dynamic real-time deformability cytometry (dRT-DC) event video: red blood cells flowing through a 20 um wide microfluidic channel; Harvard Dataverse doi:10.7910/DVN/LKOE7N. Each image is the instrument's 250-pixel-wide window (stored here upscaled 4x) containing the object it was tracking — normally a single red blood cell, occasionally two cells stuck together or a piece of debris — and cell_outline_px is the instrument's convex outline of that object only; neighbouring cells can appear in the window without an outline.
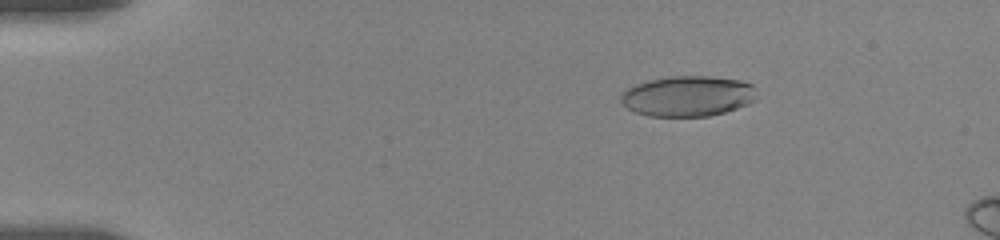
{"species": "human", "species_latin": "Homo sapiens", "temperature_condition": "room temperature", "stored_images_in_passage": 24, "camera_frame_rate_fps": 3000, "um_per_image_px": 0.085, "donor": {"sex": "female"}, "frame": {"image": 1, "passage_image": 18, "time_ms": 3.0, "image_size_px": [1000, 240], "cell_outline_px": [[756, 100], [748, 104], [724, 112], [708, 116], [648, 116], [636, 112], [628, 108], [620, 100], [620, 96], [624, 88], [648, 80], [668, 76], [712, 76], [740, 80], [752, 84], [756, 96]], "centroid_in_image_um": [58.44, 8.16], "position_along_channel_um": 26.6, "area_um2": 32.19}}